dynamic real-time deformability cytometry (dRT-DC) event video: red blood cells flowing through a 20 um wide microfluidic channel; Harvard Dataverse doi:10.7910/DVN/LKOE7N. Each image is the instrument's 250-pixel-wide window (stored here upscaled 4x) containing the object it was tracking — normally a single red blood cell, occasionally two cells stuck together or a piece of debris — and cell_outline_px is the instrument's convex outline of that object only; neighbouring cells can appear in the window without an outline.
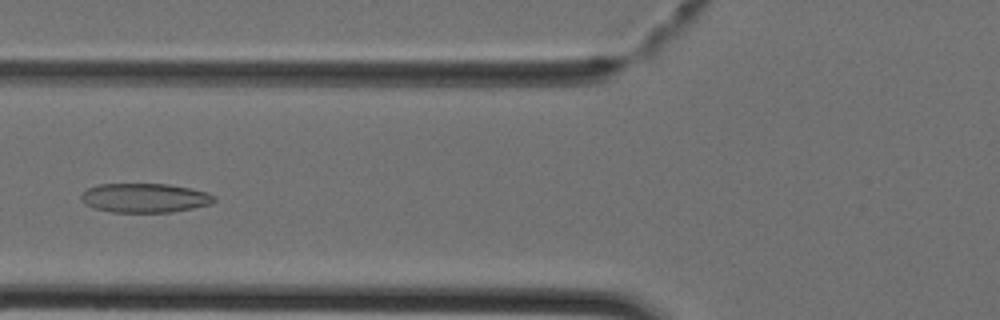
{"species": "Egyptian fruit bat (a non-hibernating species)", "species_latin": "Rousettus aegyptiacus", "temperature_condition": "cold", "stored_images_in_passage": 32, "camera_frame_rate_fps": 3000, "um_per_image_px": 0.085, "animal": {"sex": "female"}, "frame": {"image": 1, "passage_image": 5, "time_ms": 1.333, "image_size_px": [1000, 320], "cell_outline_px": [[216, 200], [212, 204], [172, 212], [112, 212], [92, 208], [84, 204], [80, 200], [80, 196], [88, 188], [96, 184], [168, 184], [192, 188], [208, 192], [216, 196]], "centroid_in_image_um": [12.31, 16.82], "position_along_channel_um": 113.5, "area_um2": 22.95}}
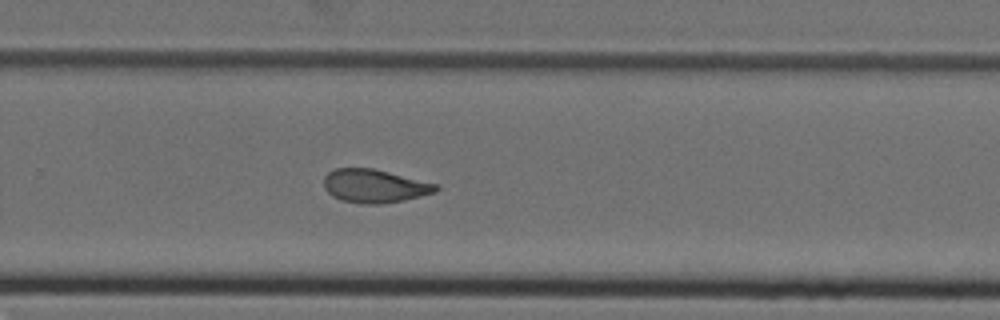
{"frame": {"image": 2, "passage_image": 17, "time_ms": 5.333, "image_size_px": [1000, 320], "cell_outline_px": [[440, 188], [436, 192], [404, 200], [380, 204], [364, 204], [340, 200], [332, 196], [324, 188], [324, 176], [328, 172], [336, 168], [372, 168], [436, 184]], "centroid_in_image_um": [31.8, 15.82], "position_along_channel_um": 298.0, "area_um2": 21.68}}
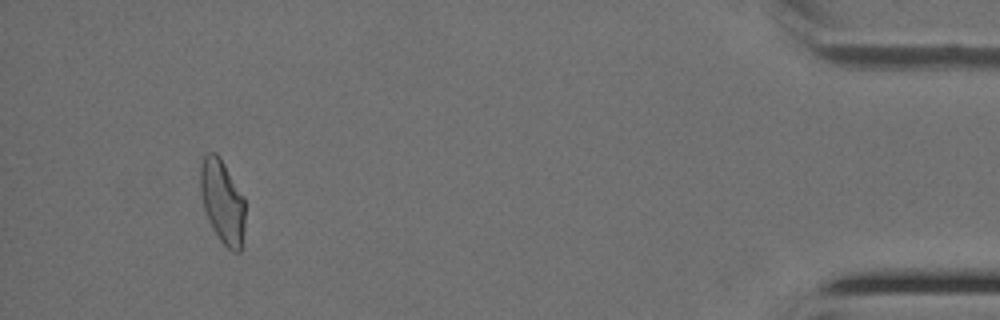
{"frame": {"image": 3, "passage_image": 29, "time_ms": 9.333, "image_size_px": [1000, 320], "cell_outline_px": [[244, 228], [240, 252], [232, 252], [220, 240], [212, 228], [208, 220], [204, 208], [200, 192], [200, 164], [204, 156], [208, 152], [216, 152], [220, 156], [244, 196]], "centroid_in_image_um": [18.9, 17.11], "position_along_channel_um": 416.3, "area_um2": 21.96}}